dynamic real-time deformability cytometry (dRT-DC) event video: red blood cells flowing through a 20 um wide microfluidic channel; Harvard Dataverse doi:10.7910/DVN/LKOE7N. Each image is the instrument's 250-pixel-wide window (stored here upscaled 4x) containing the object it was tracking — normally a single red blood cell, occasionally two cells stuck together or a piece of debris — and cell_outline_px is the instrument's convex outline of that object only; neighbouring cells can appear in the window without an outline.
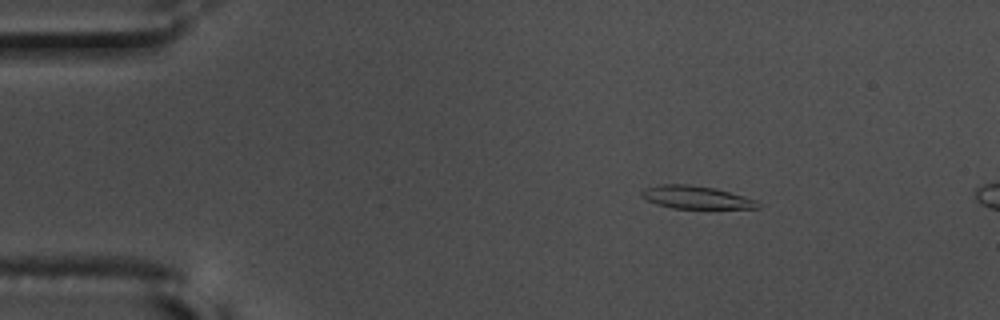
{"species": "common noctule bat (a hibernating species)", "species_latin": "Nyctalus noctula", "temperature_condition": "warm", "stored_images_in_passage": 8, "camera_frame_rate_fps": 3000, "um_per_image_px": 0.085, "animal": {"sex": "male", "body_mass_g": 17.5, "forearm_length_mm": 52.3}, "frame": {"image": 1, "passage_image": 2, "time_ms": 0.333, "image_size_px": [1000, 320], "cell_outline_px": [[760, 208], [672, 208], [656, 204], [640, 196], [640, 192], [644, 188], [660, 184], [688, 184], [716, 188], [744, 196], [756, 200], [760, 204]], "centroid_in_image_um": [59.14, 16.76], "position_along_channel_um": 25.9, "area_um2": 15.49}}